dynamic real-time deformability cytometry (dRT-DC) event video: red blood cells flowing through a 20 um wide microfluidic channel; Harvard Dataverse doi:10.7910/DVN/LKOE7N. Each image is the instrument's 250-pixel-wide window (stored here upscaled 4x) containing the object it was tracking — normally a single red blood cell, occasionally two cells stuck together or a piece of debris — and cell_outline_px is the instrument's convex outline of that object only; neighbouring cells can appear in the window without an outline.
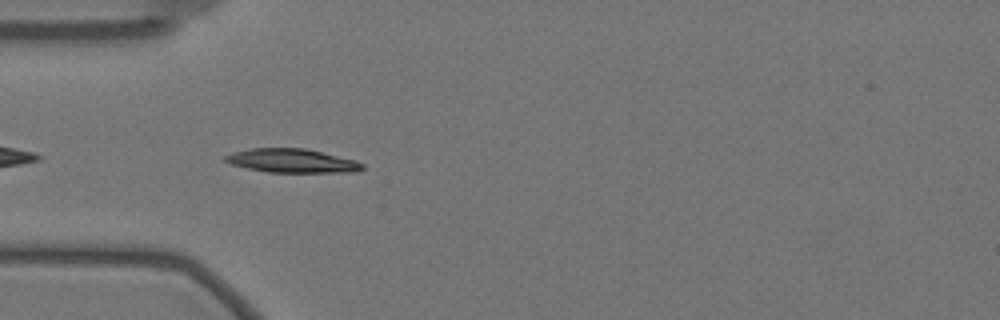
{"species": "Egyptian fruit bat (a non-hibernating species)", "species_latin": "Rousettus aegyptiacus", "temperature_condition": "warm", "stored_images_in_passage": 9, "camera_frame_rate_fps": 3000, "um_per_image_px": 0.085, "animal": {"sex": "female"}, "frame": {"image": 1, "passage_image": 3, "time_ms": 0.667, "image_size_px": [1000, 320], "cell_outline_px": [[364, 168], [356, 172], [268, 172], [248, 168], [232, 164], [224, 160], [224, 156], [232, 152], [252, 148], [304, 148], [356, 160], [364, 164]], "centroid_in_image_um": [24.83, 13.66], "position_along_channel_um": 60.2, "area_um2": 18.9}}
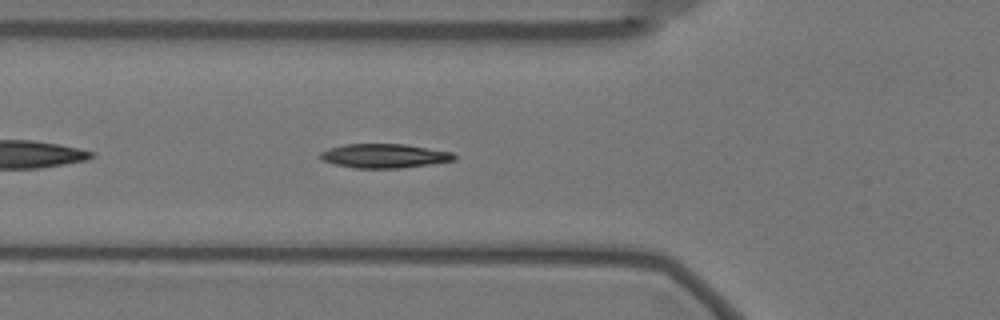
{"frame": {"image": 2, "passage_image": 6, "time_ms": 1.667, "image_size_px": [1000, 320], "cell_outline_px": [[456, 160], [400, 168], [356, 168], [336, 164], [320, 160], [320, 152], [328, 148], [344, 144], [404, 144], [452, 152], [456, 156]], "centroid_in_image_um": [32.64, 13.24], "position_along_channel_um": 93.2, "area_um2": 18.73}}